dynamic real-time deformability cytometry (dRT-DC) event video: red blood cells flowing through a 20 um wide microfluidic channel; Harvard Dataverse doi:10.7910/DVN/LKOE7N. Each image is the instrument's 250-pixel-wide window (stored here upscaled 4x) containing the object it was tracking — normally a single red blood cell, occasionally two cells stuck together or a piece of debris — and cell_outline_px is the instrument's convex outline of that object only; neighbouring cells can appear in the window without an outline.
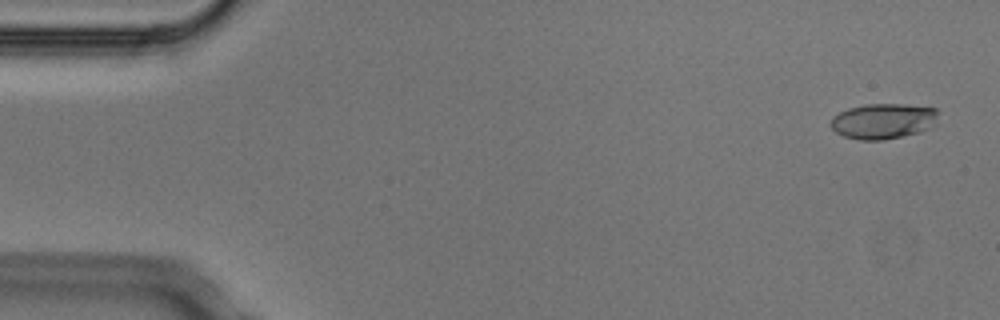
{"species": "Egyptian fruit bat (a non-hibernating species)", "species_latin": "Rousettus aegyptiacus", "temperature_condition": "cold", "stored_images_in_passage": 5, "camera_frame_rate_fps": 3000, "um_per_image_px": 0.085, "animal": {"sex": "male"}, "frame": {"image": 1, "passage_image": 1, "time_ms": 0.0, "image_size_px": [1000, 320], "cell_outline_px": [[940, 112], [928, 128], [920, 132], [880, 140], [860, 140], [844, 136], [836, 132], [832, 128], [832, 116], [848, 108], [868, 104], [904, 104], [936, 108]], "centroid_in_image_um": [75.06, 10.28], "position_along_channel_um": 9.9, "area_um2": 21.91}}